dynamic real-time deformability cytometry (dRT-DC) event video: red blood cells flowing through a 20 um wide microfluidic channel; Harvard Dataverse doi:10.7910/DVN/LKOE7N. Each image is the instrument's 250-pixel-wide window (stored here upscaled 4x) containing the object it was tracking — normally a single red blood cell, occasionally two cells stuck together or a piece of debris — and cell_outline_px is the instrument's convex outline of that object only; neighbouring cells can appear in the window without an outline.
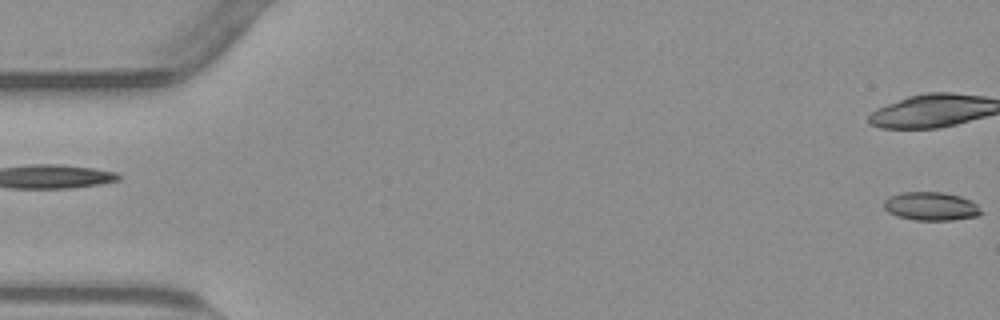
{"species": "common noctule bat (a hibernating species)", "species_latin": "Nyctalus noctula", "temperature_condition": "warm", "stored_images_in_passage": 55, "camera_frame_rate_fps": 3000, "um_per_image_px": 0.085, "animal": {"sex": "male", "body_mass_g": 23.1, "forearm_length_mm": 52.7}, "frame": {"image": 1, "passage_image": 1, "time_ms": 0.0, "image_size_px": [1000, 320], "cell_outline_px": [[984, 212], [980, 216], [952, 220], [916, 220], [896, 216], [888, 212], [884, 208], [884, 200], [888, 196], [900, 192], [944, 192], [960, 196], [972, 200]], "centroid_in_image_um": [79.15, 17.53], "position_along_channel_um": 5.8, "area_um2": 16.42}}